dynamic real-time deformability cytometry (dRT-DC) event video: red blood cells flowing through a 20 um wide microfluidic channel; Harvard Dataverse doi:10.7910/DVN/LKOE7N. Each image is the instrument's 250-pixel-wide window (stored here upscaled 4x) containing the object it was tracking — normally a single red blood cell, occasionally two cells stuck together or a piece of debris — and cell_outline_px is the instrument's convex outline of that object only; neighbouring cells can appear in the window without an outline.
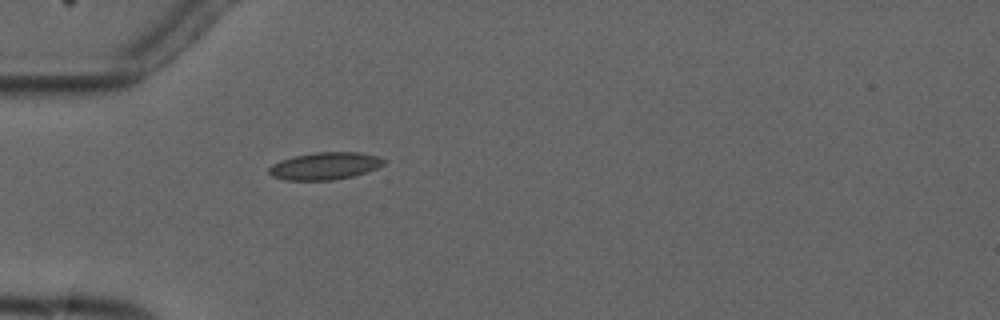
{"species": "common noctule bat (a hibernating species)", "species_latin": "Nyctalus noctula", "temperature_condition": "cold", "stored_images_in_passage": 5, "camera_frame_rate_fps": 3000, "um_per_image_px": 0.085, "animal": {"sex": "male", "forearm_length_mm": 52.5}, "frame": {"image": 1, "passage_image": 5, "time_ms": 5.333, "image_size_px": [1000, 320], "cell_outline_px": [[388, 160], [384, 164], [368, 172], [352, 176], [332, 180], [284, 180], [272, 176], [268, 172], [268, 168], [272, 164], [280, 160], [292, 156], [316, 152], [356, 152], [376, 156]], "centroid_in_image_um": [27.6, 14.1], "position_along_channel_um": 57.4, "area_um2": 18.38}}